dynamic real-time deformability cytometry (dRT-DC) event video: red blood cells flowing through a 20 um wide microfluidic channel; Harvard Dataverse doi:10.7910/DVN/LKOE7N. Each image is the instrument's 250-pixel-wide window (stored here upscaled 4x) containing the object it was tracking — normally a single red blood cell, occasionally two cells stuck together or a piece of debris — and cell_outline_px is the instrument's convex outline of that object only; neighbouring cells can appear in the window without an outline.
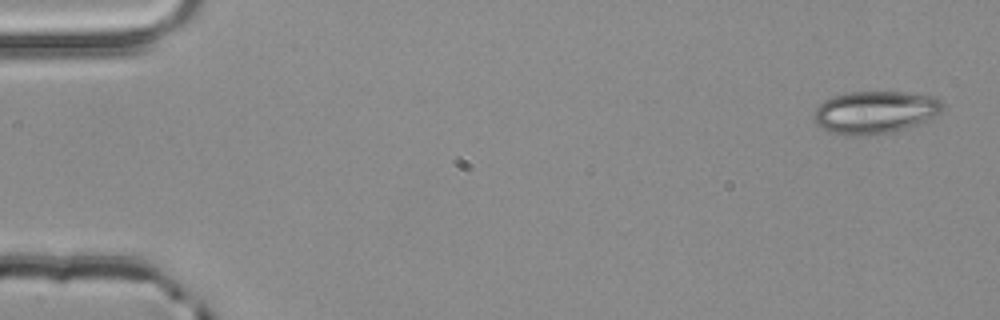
{"species": "common noctule bat (a hibernating species)", "species_latin": "Nyctalus noctula", "temperature_condition": "room temperature", "stored_images_in_passage": 5, "camera_frame_rate_fps": 3000, "um_per_image_px": 0.085, "animal": {"sex": "male", "body_mass_g": 20.4}, "frame": {"image": 1, "passage_image": 1, "time_ms": 0.0, "image_size_px": [1000, 320], "cell_outline_px": [[944, 104], [940, 112], [936, 116], [928, 120], [904, 128], [888, 132], [860, 136], [844, 136], [832, 132], [816, 124], [812, 116], [812, 112], [824, 100], [832, 96], [848, 92], [904, 92], [936, 96]], "centroid_in_image_um": [74.36, 9.53], "position_along_channel_um": 10.6, "area_um2": 32.02}}